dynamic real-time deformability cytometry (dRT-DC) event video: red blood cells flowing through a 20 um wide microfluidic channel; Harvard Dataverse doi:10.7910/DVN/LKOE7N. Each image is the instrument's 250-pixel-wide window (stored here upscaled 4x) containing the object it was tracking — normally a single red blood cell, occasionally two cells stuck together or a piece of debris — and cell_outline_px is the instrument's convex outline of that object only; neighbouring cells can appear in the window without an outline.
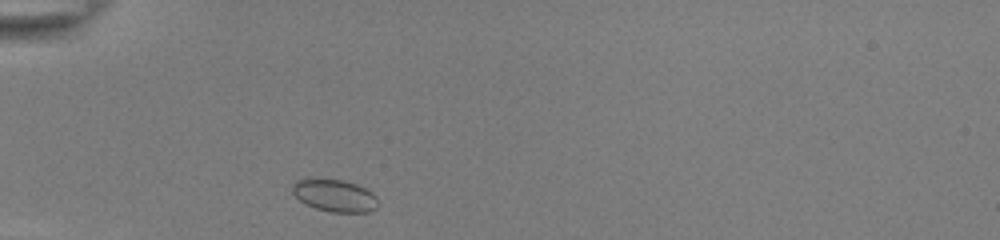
{"species": "common noctule bat (a hibernating species)", "species_latin": "Nyctalus noctula", "temperature_condition": "room temperature", "stored_images_in_passage": 32, "camera_frame_rate_fps": 3000, "um_per_image_px": 0.085, "animal": {"sex": "female", "body_mass_g": 22.0, "forearm_length_mm": 56.7}, "frame": {"image": 1, "passage_image": 1, "time_ms": 0.0, "image_size_px": [1000, 240], "cell_outline_px": [[380, 204], [376, 208], [368, 212], [332, 212], [316, 208], [300, 200], [292, 192], [292, 184], [296, 180], [340, 180], [356, 184], [372, 192], [376, 196]], "centroid_in_image_um": [28.5, 16.64], "position_along_channel_um": 56.5, "area_um2": 15.78}}
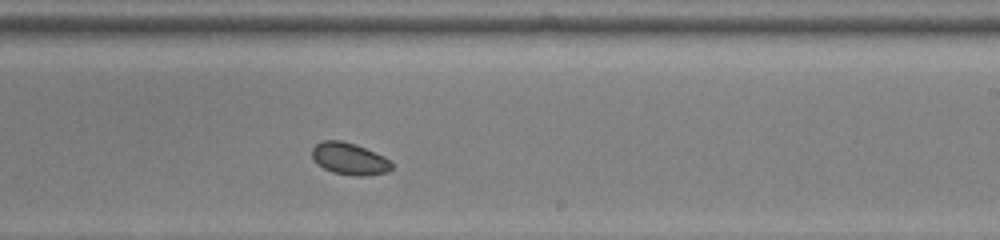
{"frame": {"image": 2, "passage_image": 18, "time_ms": 5.667, "image_size_px": [1000, 240], "cell_outline_px": [[392, 168], [388, 172], [364, 176], [356, 176], [332, 172], [324, 168], [312, 156], [312, 148], [316, 144], [324, 140], [340, 140], [356, 144], [384, 156], [392, 160]], "centroid_in_image_um": [29.75, 13.49], "position_along_channel_um": 259.3, "area_um2": 14.8}}
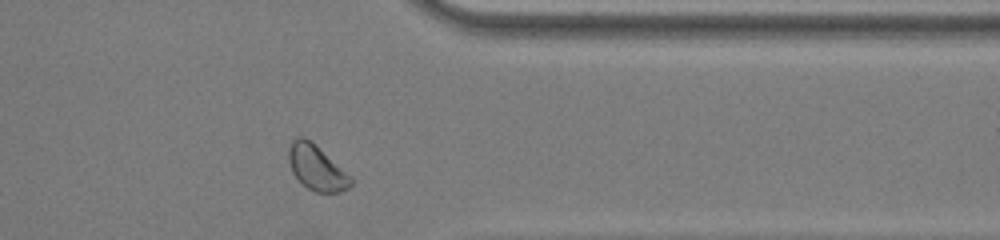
{"frame": {"image": 3, "passage_image": 28, "time_ms": 9.0, "image_size_px": [1000, 240], "cell_outline_px": [[352, 184], [348, 188], [340, 192], [316, 192], [308, 188], [292, 172], [288, 160], [288, 148], [292, 140], [300, 136], [304, 136], [316, 144], [352, 176]], "centroid_in_image_um": [26.92, 14.23], "position_along_channel_um": 384.5, "area_um2": 16.42}}